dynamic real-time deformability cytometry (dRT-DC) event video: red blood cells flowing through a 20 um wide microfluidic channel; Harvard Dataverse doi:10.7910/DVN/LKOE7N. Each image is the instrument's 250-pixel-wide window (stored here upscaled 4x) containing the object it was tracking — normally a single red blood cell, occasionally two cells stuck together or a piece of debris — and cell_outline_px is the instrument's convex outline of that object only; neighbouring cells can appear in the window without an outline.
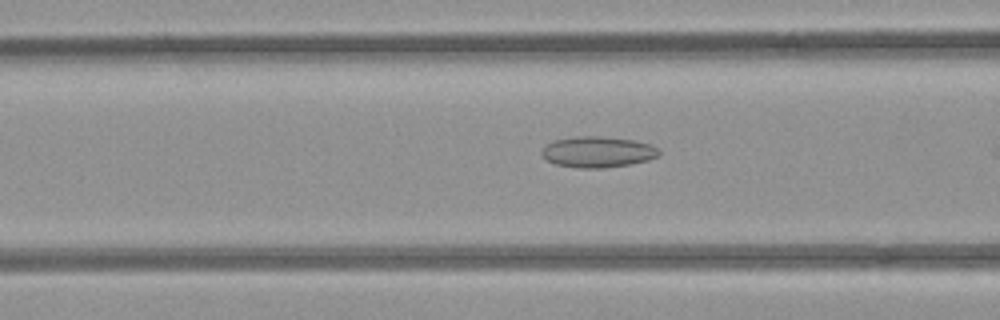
{"species": "common noctule bat (a hibernating species)", "species_latin": "Nyctalus noctula", "temperature_condition": "room temperature", "stored_images_in_passage": 10, "camera_frame_rate_fps": 3000, "um_per_image_px": 0.085, "animal": {"sex": "female", "body_mass_g": 21.9}, "frame": {"image": 1, "passage_image": 6, "time_ms": 1.667, "image_size_px": [1000, 320], "cell_outline_px": [[660, 152], [656, 156], [648, 160], [628, 164], [604, 168], [580, 168], [556, 164], [548, 160], [540, 152], [552, 140], [576, 136], [600, 136], [632, 140], [648, 144], [656, 148]], "centroid_in_image_um": [50.77, 12.91], "position_along_channel_um": 115.8, "area_um2": 20.81}}
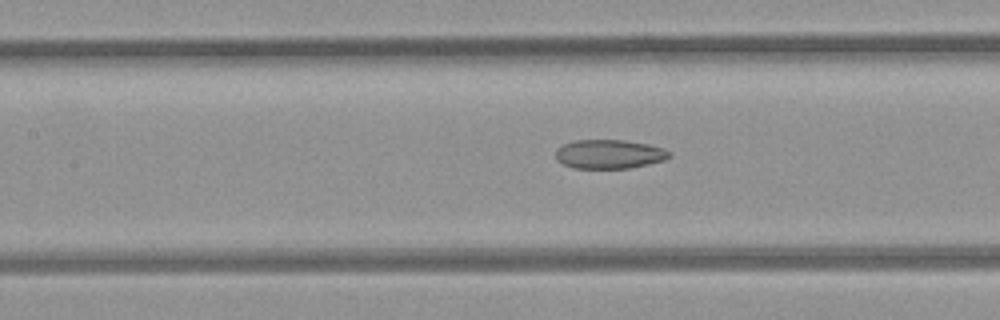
{"frame": {"image": 2, "passage_image": 9, "time_ms": 2.667, "image_size_px": [1000, 320], "cell_outline_px": [[672, 152], [664, 160], [632, 168], [572, 168], [556, 160], [556, 148], [572, 140], [624, 140], [648, 144], [664, 148]], "centroid_in_image_um": [51.77, 13.1], "position_along_channel_um": 155.6, "area_um2": 19.31}}